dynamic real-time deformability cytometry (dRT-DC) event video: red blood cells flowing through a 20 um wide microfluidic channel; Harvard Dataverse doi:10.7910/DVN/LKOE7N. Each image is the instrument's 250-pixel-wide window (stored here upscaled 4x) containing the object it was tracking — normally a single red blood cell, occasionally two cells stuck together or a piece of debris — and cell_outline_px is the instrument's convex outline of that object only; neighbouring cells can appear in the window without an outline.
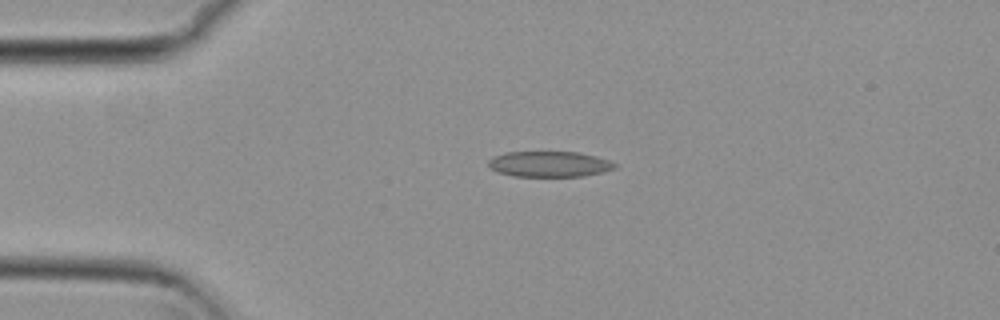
{"species": "common noctule bat (a hibernating species)", "species_latin": "Nyctalus noctula", "temperature_condition": "cold", "stored_images_in_passage": 37, "camera_frame_rate_fps": 3000, "um_per_image_px": 0.085, "animal": {"sex": "female", "body_mass_g": 29.2, "forearm_length_mm": 56.3}, "frame": {"image": 1, "passage_image": 1, "time_ms": 0.0, "image_size_px": [1000, 320], "cell_outline_px": [[616, 168], [584, 176], [512, 176], [496, 172], [488, 168], [488, 160], [492, 156], [504, 152], [576, 152], [596, 156], [608, 160], [616, 164]], "centroid_in_image_um": [46.61, 13.94], "position_along_channel_um": 38.4, "area_um2": 18.96}}
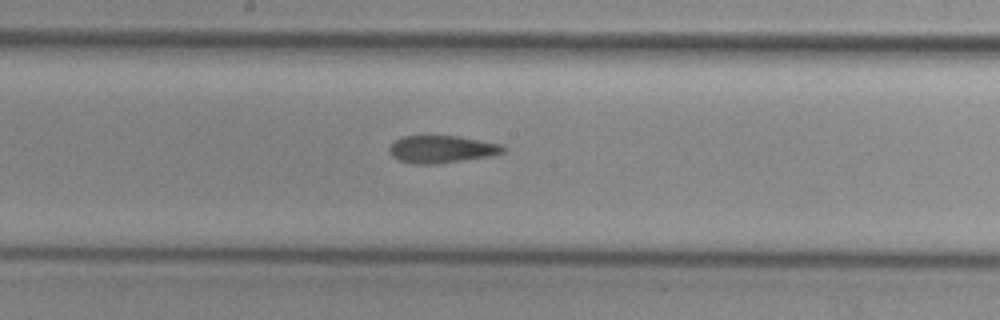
{"frame": {"image": 2, "passage_image": 17, "time_ms": 5.333, "image_size_px": [1000, 320], "cell_outline_px": [[504, 152], [492, 156], [436, 164], [412, 164], [400, 160], [392, 156], [388, 152], [388, 148], [396, 140], [404, 136], [460, 136], [500, 144], [504, 148]], "centroid_in_image_um": [37.53, 12.69], "position_along_channel_um": 210.7, "area_um2": 18.15}}
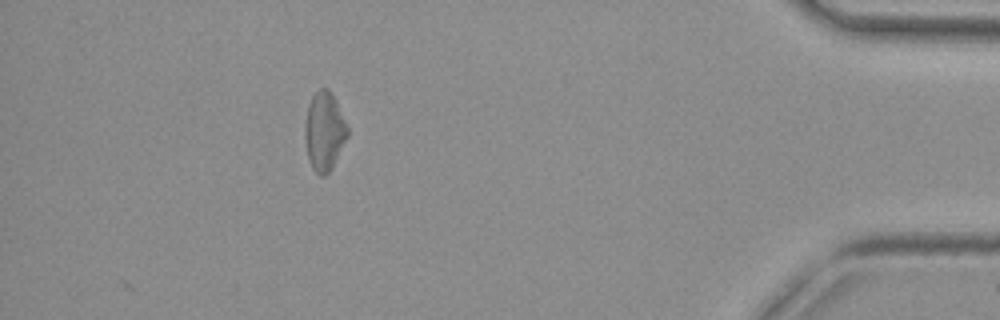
{"frame": {"image": 3, "passage_image": 37, "time_ms": 12.0, "image_size_px": [1000, 320], "cell_outline_px": [[348, 136], [332, 168], [324, 176], [320, 176], [312, 168], [308, 160], [304, 140], [304, 128], [308, 104], [312, 96], [320, 88], [328, 88], [332, 92], [348, 128]], "centroid_in_image_um": [27.55, 11.17], "position_along_channel_um": 407.7, "area_um2": 19.65}, "authors_computed_cell_mechanics": {"area_um2": 18.6694, "velocity_mm_per_s": 3.8014, "shape_relaxation_time_tau1_ms": null, "shape_relaxation_time_tau2_ms": 8.3919, "deformation_change_tau1": null, "deformation_change_tau2": 0.1398}}